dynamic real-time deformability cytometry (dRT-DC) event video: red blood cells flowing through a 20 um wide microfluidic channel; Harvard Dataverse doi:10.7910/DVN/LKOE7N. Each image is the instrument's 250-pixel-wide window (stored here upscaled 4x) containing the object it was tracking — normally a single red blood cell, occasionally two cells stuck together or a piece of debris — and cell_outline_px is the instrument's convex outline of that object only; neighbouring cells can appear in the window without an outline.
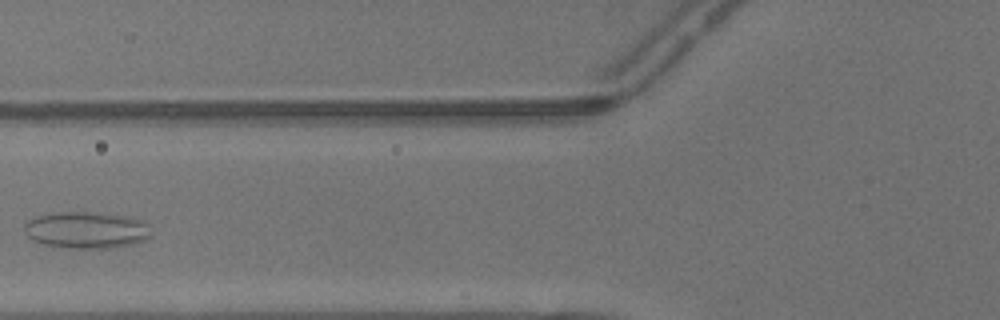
{"species": "common noctule bat (a hibernating species)", "species_latin": "Nyctalus noctula", "temperature_condition": "warm", "stored_images_in_passage": 4, "camera_frame_rate_fps": 3000, "um_per_image_px": 0.085, "animal": {"sex": "male", "body_mass_g": 13.3}, "frame": {"image": 1, "passage_image": 4, "time_ms": 1.0, "image_size_px": [1000, 320], "cell_outline_px": [[152, 236], [144, 240], [132, 244], [112, 248], [68, 248], [44, 244], [32, 240], [24, 232], [24, 224], [28, 220], [40, 216], [60, 212], [104, 212], [128, 216], [140, 220], [148, 224]], "centroid_in_image_um": [7.38, 19.55], "position_along_channel_um": 118.4, "area_um2": 27.28}}